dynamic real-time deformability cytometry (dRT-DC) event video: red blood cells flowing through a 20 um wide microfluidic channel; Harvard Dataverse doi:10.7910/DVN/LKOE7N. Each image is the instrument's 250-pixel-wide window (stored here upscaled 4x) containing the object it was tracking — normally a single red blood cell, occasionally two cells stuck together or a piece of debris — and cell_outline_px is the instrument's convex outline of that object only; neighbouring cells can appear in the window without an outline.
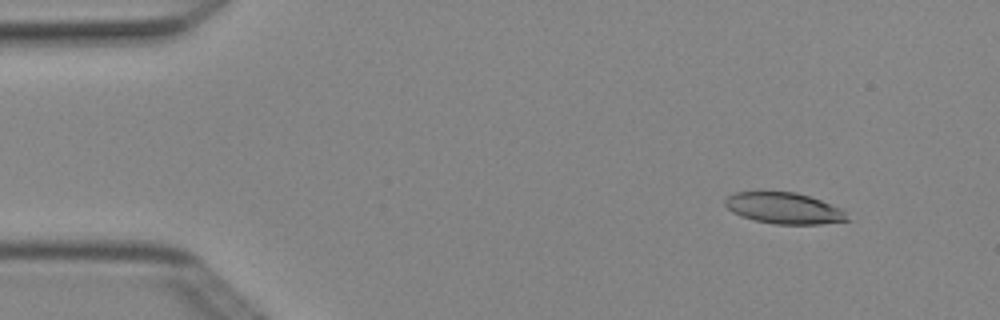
{"species": "Egyptian fruit bat (a non-hibernating species)", "species_latin": "Rousettus aegyptiacus", "temperature_condition": "cold", "stored_images_in_passage": 4, "camera_frame_rate_fps": 3000, "um_per_image_px": 0.085, "animal": {"sex": "female"}, "frame": {"image": 1, "passage_image": 2, "time_ms": 0.333, "image_size_px": [1000, 320], "cell_outline_px": [[852, 220], [820, 224], [776, 224], [756, 220], [732, 212], [724, 204], [724, 200], [728, 196], [736, 192], [796, 192], [820, 200], [840, 208]], "centroid_in_image_um": [66.66, 17.7], "position_along_channel_um": 18.3, "area_um2": 21.91}}